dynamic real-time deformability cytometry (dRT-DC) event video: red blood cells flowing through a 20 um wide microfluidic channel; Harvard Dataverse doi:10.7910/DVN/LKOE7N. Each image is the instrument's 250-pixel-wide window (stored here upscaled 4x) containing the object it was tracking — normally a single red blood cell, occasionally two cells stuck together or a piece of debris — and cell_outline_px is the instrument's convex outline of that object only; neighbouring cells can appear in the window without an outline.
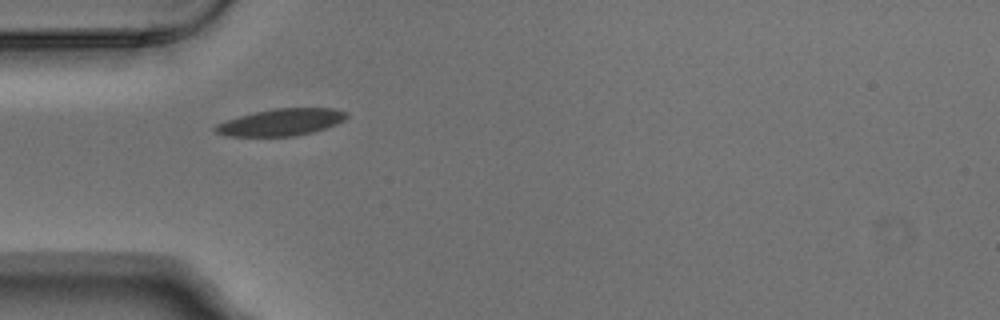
{"species": "Egyptian fruit bat (a non-hibernating species)", "species_latin": "Rousettus aegyptiacus", "temperature_condition": "warm", "stored_images_in_passage": 4, "camera_frame_rate_fps": 3000, "um_per_image_px": 0.085, "animal": {"sex": "male"}, "frame": {"image": 1, "passage_image": 1, "time_ms": 0.0, "image_size_px": [1000, 320], "cell_outline_px": [[348, 116], [344, 120], [336, 124], [312, 132], [292, 136], [224, 136], [216, 132], [212, 128], [216, 124], [240, 116], [256, 112], [276, 108], [332, 108], [348, 112]], "centroid_in_image_um": [23.9, 10.39], "position_along_channel_um": 61.1, "area_um2": 20.4}}
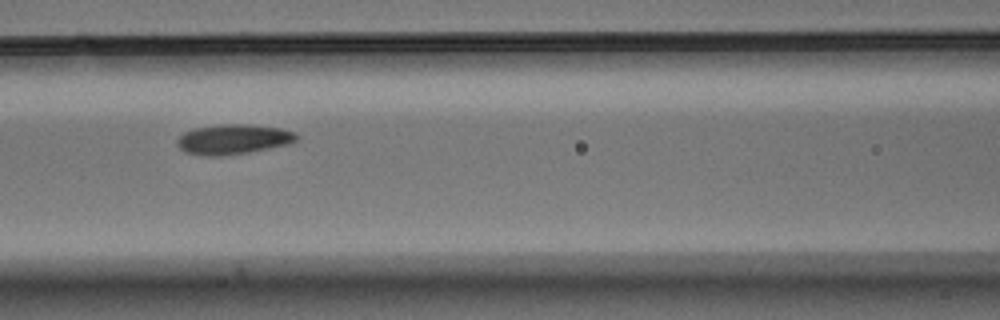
{"frame": {"image": 2, "passage_image": 3, "time_ms": 0.667, "image_size_px": [1000, 320], "cell_outline_px": [[296, 140], [288, 144], [248, 152], [220, 156], [204, 156], [184, 152], [176, 144], [176, 140], [184, 132], [192, 128], [220, 124], [248, 124], [280, 128], [292, 132], [296, 136]], "centroid_in_image_um": [19.74, 11.83], "position_along_channel_um": 146.9, "area_um2": 20.75}}
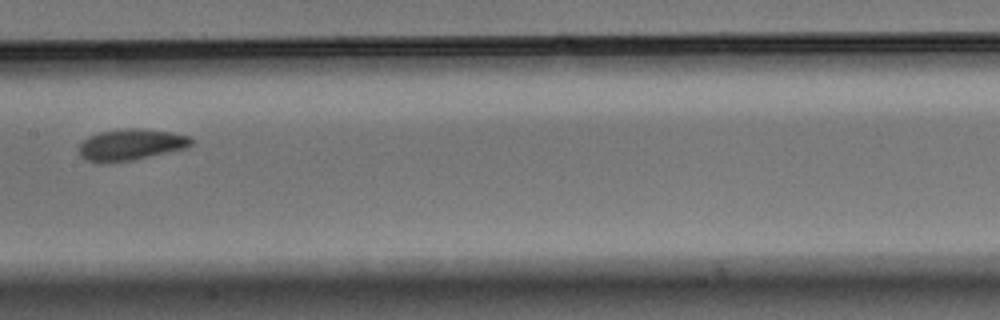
{"frame": {"image": 3, "passage_image": 4, "time_ms": 1.0, "image_size_px": [1000, 320], "cell_outline_px": [[192, 144], [184, 148], [132, 160], [88, 160], [80, 156], [80, 144], [88, 136], [100, 132], [124, 128], [144, 128], [172, 132], [192, 136]], "centroid_in_image_um": [11.18, 12.24], "position_along_channel_um": 196.2, "area_um2": 19.88}}